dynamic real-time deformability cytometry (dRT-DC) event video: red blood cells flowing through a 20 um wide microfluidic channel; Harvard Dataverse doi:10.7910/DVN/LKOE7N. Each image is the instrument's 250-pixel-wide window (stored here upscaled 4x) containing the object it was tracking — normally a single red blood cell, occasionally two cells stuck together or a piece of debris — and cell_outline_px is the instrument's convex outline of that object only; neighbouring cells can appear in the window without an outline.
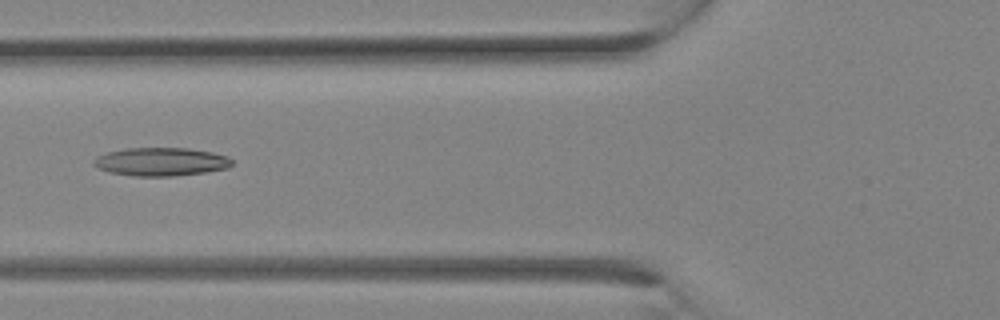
{"species": "Egyptian fruit bat (a non-hibernating species)", "species_latin": "Rousettus aegyptiacus", "temperature_condition": "room temperature", "stored_images_in_passage": 18, "camera_frame_rate_fps": 3000, "um_per_image_px": 0.085, "animal": {"sex": "female"}, "frame": {"image": 1, "passage_image": 10, "time_ms": 3.0, "image_size_px": [1000, 320], "cell_outline_px": [[232, 164], [228, 168], [204, 172], [172, 176], [132, 176], [108, 172], [92, 164], [92, 160], [96, 156], [108, 152], [128, 148], [188, 148], [212, 152], [228, 156], [232, 160]], "centroid_in_image_um": [13.67, 13.75], "position_along_channel_um": 112.1, "area_um2": 22.83}}
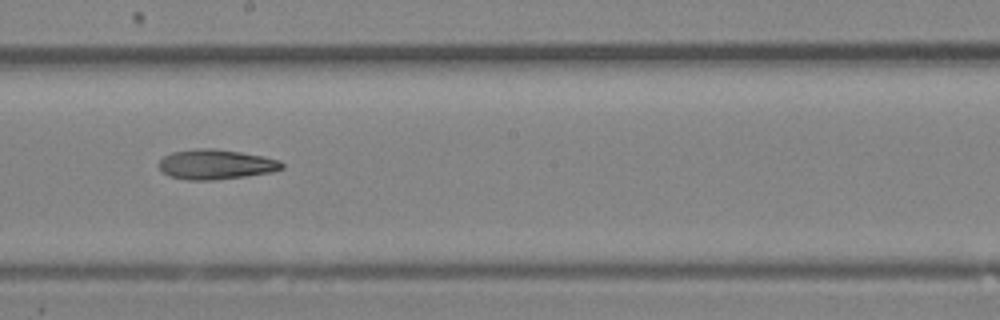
{"frame": {"image": 2, "passage_image": 15, "time_ms": 4.667, "image_size_px": [1000, 320], "cell_outline_px": [[284, 168], [272, 172], [244, 176], [212, 180], [188, 180], [168, 176], [156, 164], [164, 156], [172, 152], [196, 148], [212, 148], [240, 152], [264, 156], [280, 160], [284, 164]], "centroid_in_image_um": [18.34, 13.97], "position_along_channel_um": 229.9, "area_um2": 21.5}}
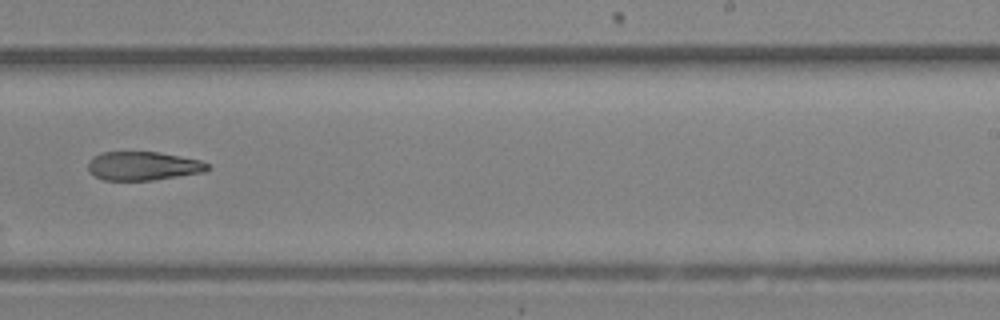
{"frame": {"image": 3, "passage_image": 17, "time_ms": 5.333, "image_size_px": [1000, 320], "cell_outline_px": [[212, 168], [204, 172], [152, 180], [104, 180], [88, 172], [88, 160], [92, 156], [100, 152], [156, 152], [180, 156], [200, 160], [208, 164]], "centroid_in_image_um": [12.14, 14.1], "position_along_channel_um": 276.9, "area_um2": 20.06}}